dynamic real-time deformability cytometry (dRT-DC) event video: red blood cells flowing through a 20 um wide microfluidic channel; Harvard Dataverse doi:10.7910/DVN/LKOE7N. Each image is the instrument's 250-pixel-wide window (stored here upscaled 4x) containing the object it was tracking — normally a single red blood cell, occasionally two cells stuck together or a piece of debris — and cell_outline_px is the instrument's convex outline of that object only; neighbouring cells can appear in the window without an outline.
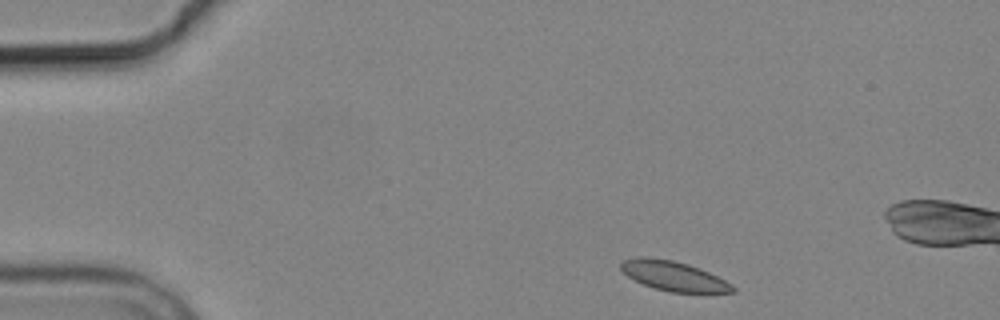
{"species": "common noctule bat (a hibernating species)", "species_latin": "Nyctalus noctula", "temperature_condition": "cold", "stored_images_in_passage": 4, "camera_frame_rate_fps": 3000, "um_per_image_px": 0.085, "animal": {"sex": "male", "body_mass_g": 19.2, "forearm_length_mm": 51.8}, "frame": {"image": 1, "passage_image": 1, "time_ms": 0.0, "image_size_px": [1000, 320], "cell_outline_px": [[736, 292], [668, 292], [644, 284], [628, 276], [620, 268], [620, 264], [624, 260], [636, 256], [648, 256], [672, 260], [688, 264], [708, 272], [732, 284], [736, 288]], "centroid_in_image_um": [57.24, 23.44], "position_along_channel_um": 27.8, "area_um2": 19.13}}